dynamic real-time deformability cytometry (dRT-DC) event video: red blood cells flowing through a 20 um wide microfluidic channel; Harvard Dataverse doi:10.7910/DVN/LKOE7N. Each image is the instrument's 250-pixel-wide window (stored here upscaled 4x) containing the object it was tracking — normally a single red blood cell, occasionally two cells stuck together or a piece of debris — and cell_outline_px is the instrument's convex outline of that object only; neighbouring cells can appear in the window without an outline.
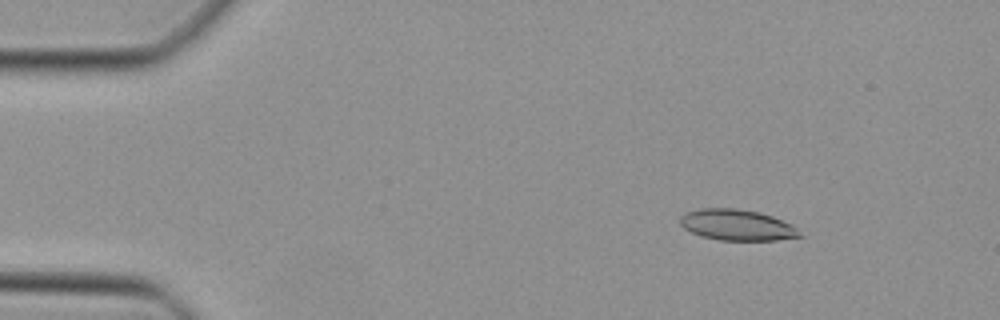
{"species": "Egyptian fruit bat (a non-hibernating species)", "species_latin": "Rousettus aegyptiacus", "temperature_condition": "cold", "stored_images_in_passage": 47, "camera_frame_rate_fps": 3000, "um_per_image_px": 0.085, "animal": {"sex": "female"}, "frame": {"image": 1, "passage_image": 6, "time_ms": 1.667, "image_size_px": [1000, 320], "cell_outline_px": [[804, 236], [776, 240], [720, 240], [700, 236], [684, 228], [680, 224], [680, 216], [684, 212], [696, 208], [736, 208], [760, 212], [772, 216], [792, 224]], "centroid_in_image_um": [62.62, 19.11], "position_along_channel_um": 22.4, "area_um2": 21.79}}
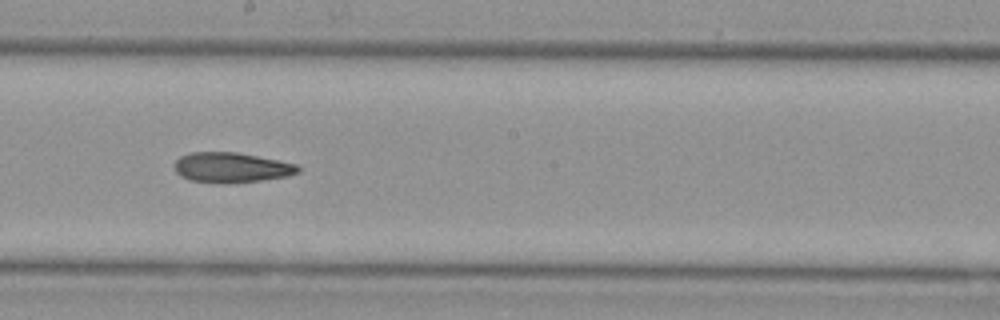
{"frame": {"image": 2, "passage_image": 26, "time_ms": 8.333, "image_size_px": [1000, 320], "cell_outline_px": [[300, 172], [288, 176], [260, 180], [192, 180], [180, 176], [176, 172], [172, 164], [180, 156], [192, 152], [236, 152], [280, 160], [296, 164], [300, 168]], "centroid_in_image_um": [19.68, 14.18], "position_along_channel_um": 228.5, "area_um2": 20.81}}
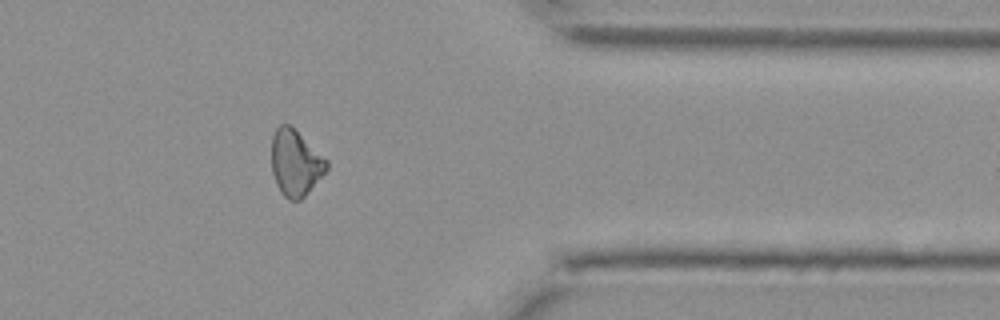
{"frame": {"image": 3, "passage_image": 38, "time_ms": 12.333, "image_size_px": [1000, 320], "cell_outline_px": [[328, 168], [304, 196], [300, 200], [288, 200], [280, 192], [276, 184], [272, 172], [272, 136], [276, 128], [280, 124], [288, 124], [328, 160]], "centroid_in_image_um": [25.09, 13.86], "position_along_channel_um": 386.3, "area_um2": 20.87}}